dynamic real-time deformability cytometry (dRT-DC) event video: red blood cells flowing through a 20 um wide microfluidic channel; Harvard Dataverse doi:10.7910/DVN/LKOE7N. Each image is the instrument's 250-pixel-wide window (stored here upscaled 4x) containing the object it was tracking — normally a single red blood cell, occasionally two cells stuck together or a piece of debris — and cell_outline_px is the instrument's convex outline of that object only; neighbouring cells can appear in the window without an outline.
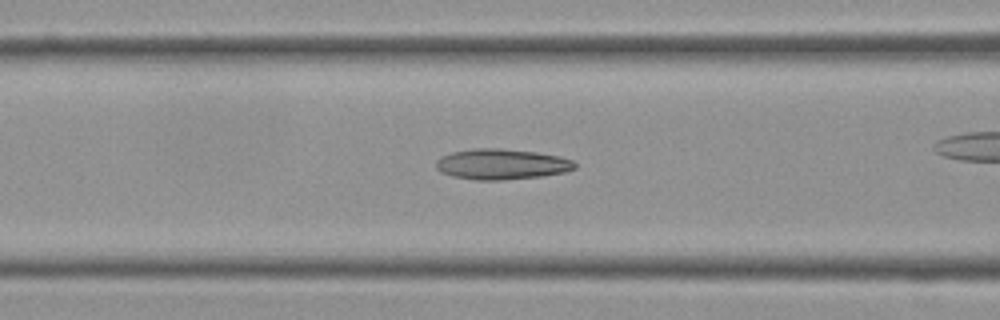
{"species": "Egyptian fruit bat (a non-hibernating species)", "species_latin": "Rousettus aegyptiacus", "temperature_condition": "cold", "stored_images_in_passage": 39, "camera_frame_rate_fps": 3000, "um_per_image_px": 0.085, "frame": {"image": 1, "passage_image": 4, "time_ms": 1.0, "image_size_px": [1000, 320], "cell_outline_px": [[576, 168], [564, 172], [540, 176], [500, 180], [476, 180], [452, 176], [440, 172], [436, 168], [436, 160], [440, 156], [452, 152], [476, 148], [500, 148], [536, 152], [556, 156], [572, 160], [576, 164]], "centroid_in_image_um": [42.59, 13.95], "position_along_channel_um": 124.0, "area_um2": 24.62}}
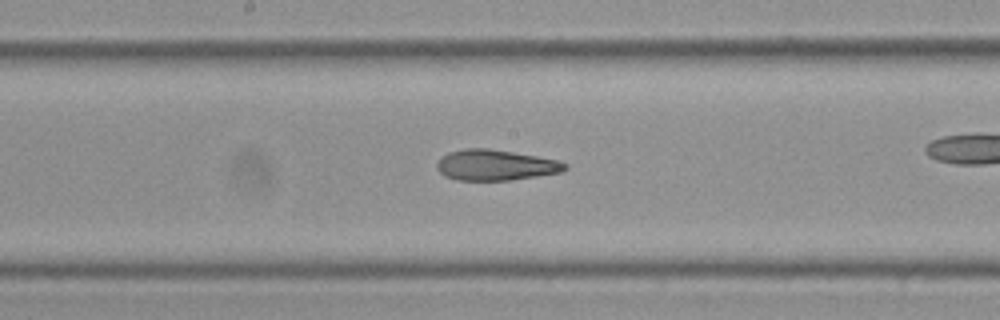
{"frame": {"image": 2, "passage_image": 11, "time_ms": 3.333, "image_size_px": [1000, 320], "cell_outline_px": [[568, 168], [560, 172], [512, 180], [456, 180], [444, 176], [436, 168], [436, 164], [448, 152], [464, 148], [488, 148], [560, 160], [568, 164]], "centroid_in_image_um": [42.12, 14.03], "position_along_channel_um": 206.1, "area_um2": 22.89}}
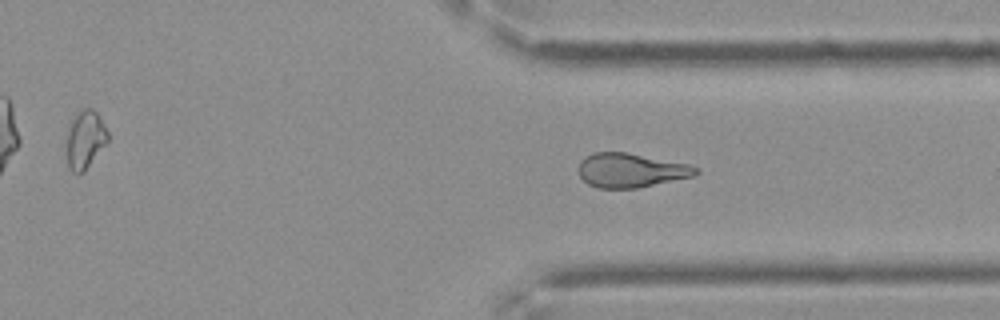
{"frame": {"image": 3, "passage_image": 24, "time_ms": 7.667, "image_size_px": [1000, 320], "cell_outline_px": [[700, 172], [696, 176], [636, 188], [596, 188], [588, 184], [580, 176], [580, 160], [584, 156], [592, 152], [628, 152], [688, 164], [700, 168]], "centroid_in_image_um": [53.65, 14.47], "position_along_channel_um": 357.8, "area_um2": 23.52}, "authors_computed_cell_mechanics": {"area_um2": 23.5246, "velocity_mm_per_s": 3.502, "shape_relaxation_time_tau1_ms": null, "shape_relaxation_time_tau2_ms": 3.1939, "deformation_change_tau1": null, "deformation_change_tau2": 0.1064}}